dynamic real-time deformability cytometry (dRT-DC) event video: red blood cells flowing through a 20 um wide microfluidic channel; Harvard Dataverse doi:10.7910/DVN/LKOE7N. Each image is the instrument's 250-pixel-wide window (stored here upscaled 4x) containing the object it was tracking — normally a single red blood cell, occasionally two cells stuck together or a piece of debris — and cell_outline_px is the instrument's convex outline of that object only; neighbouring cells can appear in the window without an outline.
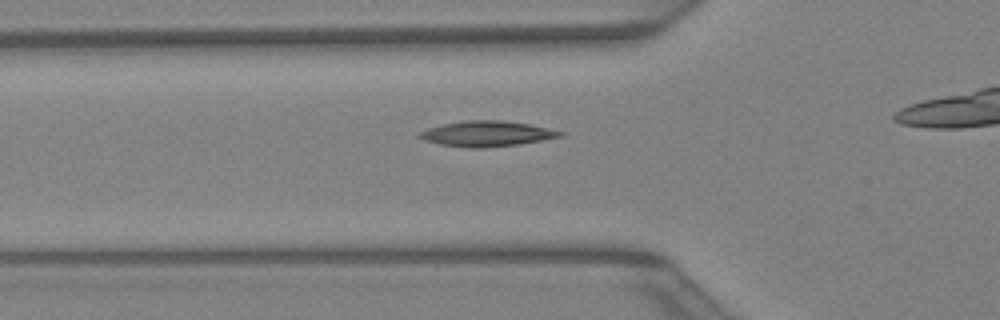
{"species": "Egyptian fruit bat (a non-hibernating species)", "species_latin": "Rousettus aegyptiacus", "temperature_condition": "warm", "stored_images_in_passage": 22, "camera_frame_rate_fps": 3000, "um_per_image_px": 0.085, "animal": {"sex": "female"}, "frame": {"image": 1, "passage_image": 3, "time_ms": 0.667, "image_size_px": [1000, 320], "cell_outline_px": [[564, 136], [520, 144], [480, 148], [468, 148], [440, 144], [424, 140], [416, 136], [420, 132], [428, 128], [444, 124], [464, 120], [504, 120], [528, 124], [548, 128], [564, 132]], "centroid_in_image_um": [41.38, 11.36], "position_along_channel_um": 84.4, "area_um2": 20.81}}
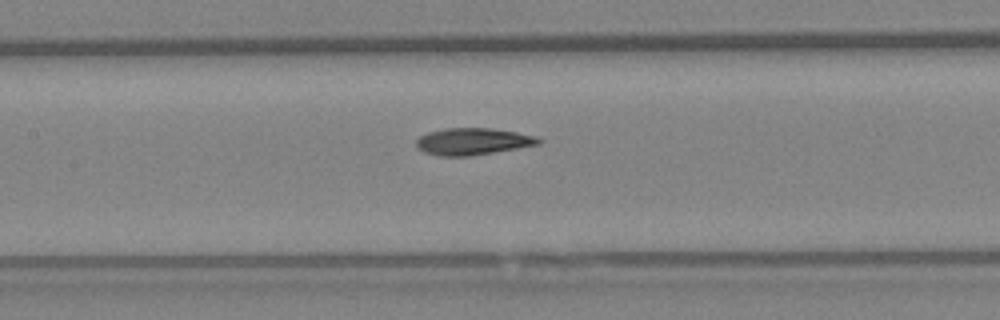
{"frame": {"image": 2, "passage_image": 8, "time_ms": 2.333, "image_size_px": [1000, 320], "cell_outline_px": [[544, 140], [540, 144], [468, 156], [440, 156], [424, 152], [416, 148], [416, 140], [420, 136], [428, 132], [444, 128], [492, 128], [516, 132], [536, 136]], "centroid_in_image_um": [40.17, 12.01], "position_along_channel_um": 167.2, "area_um2": 19.13}}
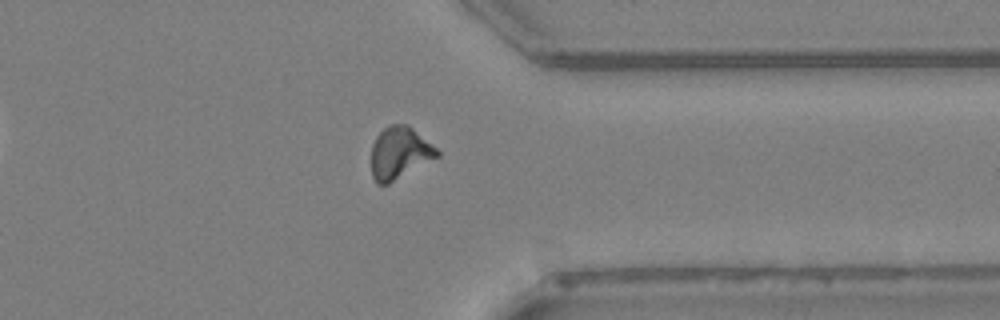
{"frame": {"image": 3, "passage_image": 21, "time_ms": 6.667, "image_size_px": [1000, 320], "cell_outline_px": [[440, 156], [388, 184], [376, 184], [372, 176], [372, 144], [376, 136], [388, 124], [408, 124], [436, 148], [440, 152]], "centroid_in_image_um": [33.96, 13.0], "position_along_channel_um": 377.4, "area_um2": 19.94}}